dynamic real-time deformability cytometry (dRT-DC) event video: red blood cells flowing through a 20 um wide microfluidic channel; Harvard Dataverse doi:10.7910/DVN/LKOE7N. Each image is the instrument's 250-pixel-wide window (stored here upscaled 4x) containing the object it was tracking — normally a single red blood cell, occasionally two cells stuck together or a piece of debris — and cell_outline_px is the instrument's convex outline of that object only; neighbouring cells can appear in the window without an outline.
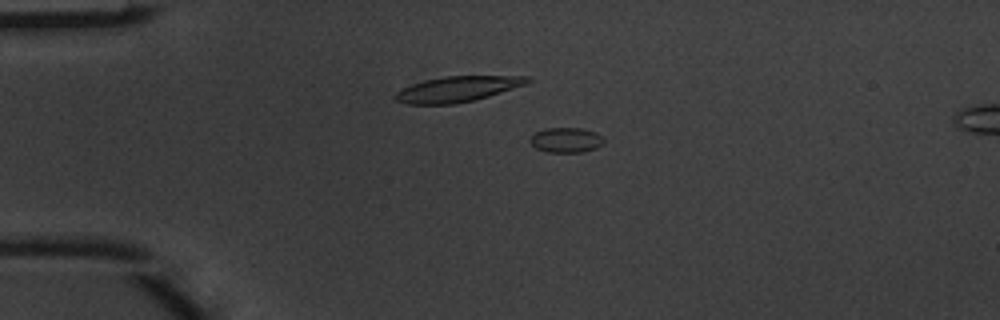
{"species": "common noctule bat (a hibernating species)", "species_latin": "Nyctalus noctula", "temperature_condition": "warm", "stored_images_in_passage": 5, "camera_frame_rate_fps": 3000, "um_per_image_px": 0.085, "animal": {"sex": "male", "body_mass_g": 20.1, "forearm_length_mm": 53.5}, "frame": {"image": 1, "passage_image": 3, "time_ms": 0.667, "image_size_px": [1000, 320], "cell_outline_px": [[604, 140], [596, 148], [584, 152], [548, 152], [536, 148], [528, 140], [536, 132], [544, 128], [580, 128], [596, 132]], "centroid_in_image_um": [48.09, 11.9], "position_along_channel_um": 36.9, "area_um2": 10.64}}